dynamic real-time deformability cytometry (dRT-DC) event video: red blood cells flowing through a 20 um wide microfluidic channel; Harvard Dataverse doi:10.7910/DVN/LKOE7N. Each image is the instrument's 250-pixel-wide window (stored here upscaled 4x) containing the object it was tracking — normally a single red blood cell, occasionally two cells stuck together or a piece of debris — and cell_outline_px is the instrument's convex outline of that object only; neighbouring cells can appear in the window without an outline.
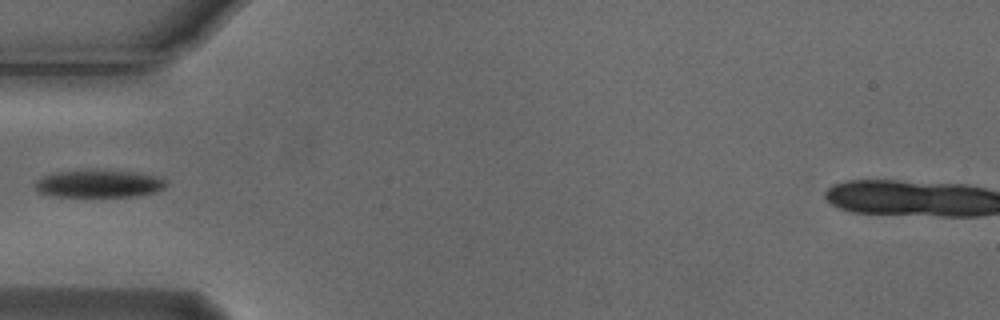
{"species": "Egyptian fruit bat (a non-hibernating species)", "species_latin": "Rousettus aegyptiacus", "temperature_condition": "cold", "stored_images_in_passage": 5, "camera_frame_rate_fps": 3000, "um_per_image_px": 0.085, "animal": {"sex": "male"}, "frame": {"image": 1, "passage_image": 5, "time_ms": 1.333, "image_size_px": [1000, 320], "cell_outline_px": [[168, 184], [164, 188], [156, 192], [136, 196], [52, 196], [40, 192], [36, 188], [36, 184], [44, 176], [56, 172], [88, 168], [96, 168], [136, 172], [164, 176], [168, 180]], "centroid_in_image_um": [8.53, 15.57], "position_along_channel_um": 76.5, "area_um2": 21.68}}